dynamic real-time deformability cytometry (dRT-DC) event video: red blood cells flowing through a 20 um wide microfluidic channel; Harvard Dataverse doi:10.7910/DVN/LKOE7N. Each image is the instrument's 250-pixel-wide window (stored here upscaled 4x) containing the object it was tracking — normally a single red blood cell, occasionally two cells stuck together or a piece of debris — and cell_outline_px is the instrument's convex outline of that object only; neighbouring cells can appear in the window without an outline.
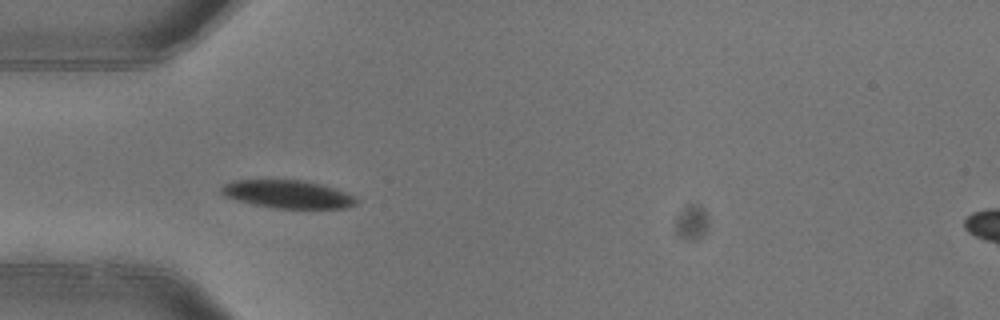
{"species": "common noctule bat (a hibernating species)", "species_latin": "Nyctalus noctula", "temperature_condition": "warm", "stored_images_in_passage": 6, "camera_frame_rate_fps": 3000, "um_per_image_px": 0.085, "animal": {"sex": "female"}, "frame": {"image": 1, "passage_image": 4, "time_ms": 1.0, "image_size_px": [1000, 320], "cell_outline_px": [[356, 204], [348, 208], [272, 208], [252, 204], [224, 196], [220, 192], [220, 188], [224, 184], [232, 180], [304, 180], [320, 184], [356, 196]], "centroid_in_image_um": [24.42, 16.51], "position_along_channel_um": 60.6, "area_um2": 21.96}}